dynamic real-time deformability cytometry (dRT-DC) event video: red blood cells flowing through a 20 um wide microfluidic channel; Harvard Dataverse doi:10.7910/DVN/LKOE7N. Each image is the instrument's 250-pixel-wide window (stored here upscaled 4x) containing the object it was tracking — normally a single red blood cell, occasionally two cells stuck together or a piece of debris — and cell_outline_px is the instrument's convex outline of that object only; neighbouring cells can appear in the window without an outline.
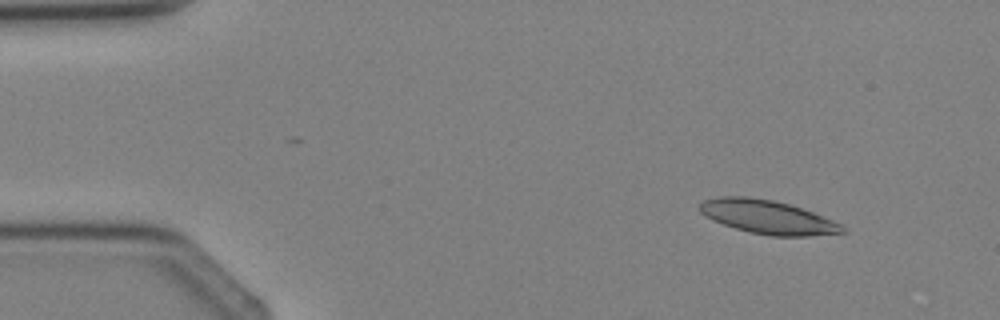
{"species": "Egyptian fruit bat (a non-hibernating species)", "species_latin": "Rousettus aegyptiacus", "temperature_condition": "cold", "stored_images_in_passage": 3, "camera_frame_rate_fps": 3000, "um_per_image_px": 0.085, "animal": {"sex": "female"}, "frame": {"image": 1, "passage_image": 1, "time_ms": 0.0, "image_size_px": [1000, 320], "cell_outline_px": [[844, 232], [808, 236], [768, 236], [748, 232], [712, 220], [704, 216], [696, 208], [704, 200], [720, 196], [748, 196], [772, 200], [788, 204], [812, 212], [832, 220], [840, 224], [844, 228]], "centroid_in_image_um": [65.17, 18.44], "position_along_channel_um": 19.8, "area_um2": 27.86}}
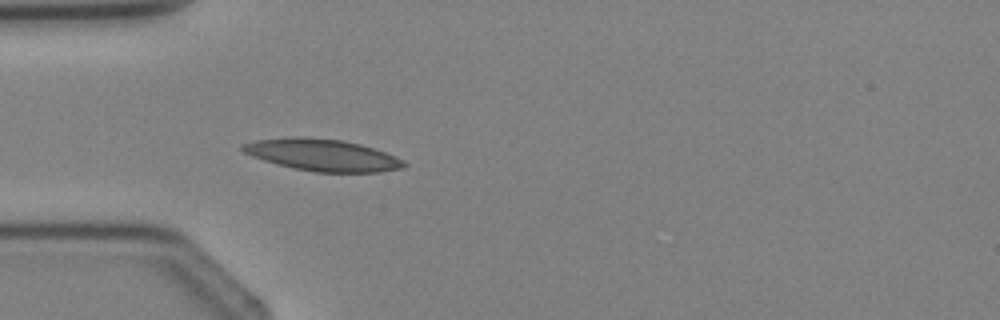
{"frame": {"image": 2, "passage_image": 3, "time_ms": 2.333, "image_size_px": [1000, 320], "cell_outline_px": [[408, 164], [404, 168], [380, 172], [316, 172], [292, 168], [276, 164], [252, 156], [244, 152], [240, 148], [240, 144], [256, 140], [304, 136], [340, 140], [360, 144], [396, 156], [404, 160]], "centroid_in_image_um": [27.41, 13.18], "position_along_channel_um": 57.6, "area_um2": 29.94}}